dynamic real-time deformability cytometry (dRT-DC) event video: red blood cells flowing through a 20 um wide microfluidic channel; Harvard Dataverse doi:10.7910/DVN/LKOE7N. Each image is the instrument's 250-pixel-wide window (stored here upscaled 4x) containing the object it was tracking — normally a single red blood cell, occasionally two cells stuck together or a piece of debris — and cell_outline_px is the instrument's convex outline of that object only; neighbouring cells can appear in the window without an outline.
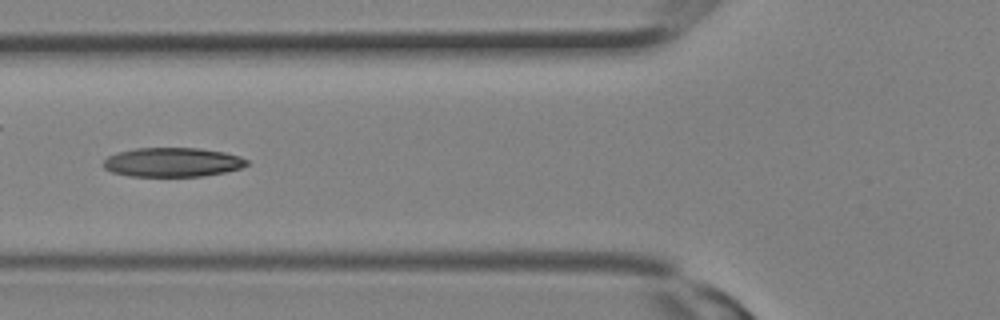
{"species": "Egyptian fruit bat (a non-hibernating species)", "species_latin": "Rousettus aegyptiacus", "temperature_condition": "room temperature", "stored_images_in_passage": 11, "camera_frame_rate_fps": 3000, "um_per_image_px": 0.085, "animal": {"sex": "female"}, "frame": {"image": 1, "passage_image": 8, "time_ms": 2.333, "image_size_px": [1000, 320], "cell_outline_px": [[248, 164], [240, 168], [224, 172], [204, 176], [128, 176], [112, 172], [104, 168], [104, 160], [108, 156], [116, 152], [136, 148], [200, 148], [224, 152], [240, 156], [248, 160]], "centroid_in_image_um": [14.65, 13.78], "position_along_channel_um": 111.1, "area_um2": 24.45}}
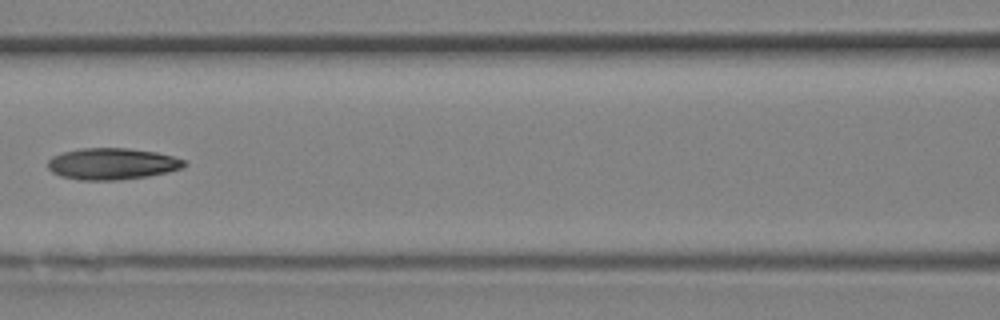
{"frame": {"image": 2, "passage_image": 10, "time_ms": 3.0, "image_size_px": [1000, 320], "cell_outline_px": [[188, 164], [180, 168], [168, 172], [148, 176], [116, 180], [80, 180], [60, 176], [52, 172], [48, 168], [48, 160], [52, 156], [64, 152], [80, 148], [128, 148], [156, 152], [172, 156], [184, 160]], "centroid_in_image_um": [9.51, 13.92], "position_along_channel_um": 157.1, "area_um2": 25.03}}